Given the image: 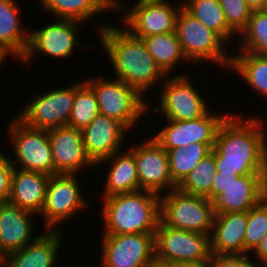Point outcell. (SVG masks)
Segmentation results:
<instances>
[{"mask_svg":"<svg viewBox=\"0 0 267 267\" xmlns=\"http://www.w3.org/2000/svg\"><path fill=\"white\" fill-rule=\"evenodd\" d=\"M251 116L244 119L231 112L219 126L213 147L217 172L267 174L266 117Z\"/></svg>","mask_w":267,"mask_h":267,"instance_id":"cell-1","label":"cell"},{"mask_svg":"<svg viewBox=\"0 0 267 267\" xmlns=\"http://www.w3.org/2000/svg\"><path fill=\"white\" fill-rule=\"evenodd\" d=\"M96 28L100 45L113 66L114 78L134 88L144 98L152 87L161 86L168 75L149 54L141 38L111 23H99Z\"/></svg>","mask_w":267,"mask_h":267,"instance_id":"cell-2","label":"cell"},{"mask_svg":"<svg viewBox=\"0 0 267 267\" xmlns=\"http://www.w3.org/2000/svg\"><path fill=\"white\" fill-rule=\"evenodd\" d=\"M102 200V235L155 233L160 220V195L139 190Z\"/></svg>","mask_w":267,"mask_h":267,"instance_id":"cell-3","label":"cell"},{"mask_svg":"<svg viewBox=\"0 0 267 267\" xmlns=\"http://www.w3.org/2000/svg\"><path fill=\"white\" fill-rule=\"evenodd\" d=\"M84 81L96 95L100 114L121 122L128 130H135L152 108L147 98L119 79L94 76Z\"/></svg>","mask_w":267,"mask_h":267,"instance_id":"cell-4","label":"cell"},{"mask_svg":"<svg viewBox=\"0 0 267 267\" xmlns=\"http://www.w3.org/2000/svg\"><path fill=\"white\" fill-rule=\"evenodd\" d=\"M175 33L189 63L206 61L229 70L232 52H228V44L183 7L176 19Z\"/></svg>","mask_w":267,"mask_h":267,"instance_id":"cell-5","label":"cell"},{"mask_svg":"<svg viewBox=\"0 0 267 267\" xmlns=\"http://www.w3.org/2000/svg\"><path fill=\"white\" fill-rule=\"evenodd\" d=\"M215 212L213 202L178 188L160 195V221L169 227L210 235Z\"/></svg>","mask_w":267,"mask_h":267,"instance_id":"cell-6","label":"cell"},{"mask_svg":"<svg viewBox=\"0 0 267 267\" xmlns=\"http://www.w3.org/2000/svg\"><path fill=\"white\" fill-rule=\"evenodd\" d=\"M179 75H169L159 88L158 104L154 106V114H162L165 120L188 121L199 119L210 109L204 95L191 81L192 77L187 72ZM190 78V79H189ZM197 88V89H196ZM161 112V113H160Z\"/></svg>","mask_w":267,"mask_h":267,"instance_id":"cell-7","label":"cell"},{"mask_svg":"<svg viewBox=\"0 0 267 267\" xmlns=\"http://www.w3.org/2000/svg\"><path fill=\"white\" fill-rule=\"evenodd\" d=\"M78 175L80 174L50 176L44 205L39 214L45 217H43L44 230L63 231L61 226H65L64 222L72 220L73 216L89 208V201L82 193Z\"/></svg>","mask_w":267,"mask_h":267,"instance_id":"cell-8","label":"cell"},{"mask_svg":"<svg viewBox=\"0 0 267 267\" xmlns=\"http://www.w3.org/2000/svg\"><path fill=\"white\" fill-rule=\"evenodd\" d=\"M128 8V2L117 0L115 11L123 13V28L138 38L175 31L176 19L183 7L181 0L177 5L171 1L135 0ZM174 4V5H173ZM127 9V10H126ZM123 11V12H122ZM127 11V12H126ZM125 23V24H124Z\"/></svg>","mask_w":267,"mask_h":267,"instance_id":"cell-9","label":"cell"},{"mask_svg":"<svg viewBox=\"0 0 267 267\" xmlns=\"http://www.w3.org/2000/svg\"><path fill=\"white\" fill-rule=\"evenodd\" d=\"M14 158H9L14 168L54 175L53 154L48 131L26 126L17 117L7 129ZM11 140V141H10Z\"/></svg>","mask_w":267,"mask_h":267,"instance_id":"cell-10","label":"cell"},{"mask_svg":"<svg viewBox=\"0 0 267 267\" xmlns=\"http://www.w3.org/2000/svg\"><path fill=\"white\" fill-rule=\"evenodd\" d=\"M75 99V83L67 87L49 89L31 97L16 114L26 126L51 130L67 126Z\"/></svg>","mask_w":267,"mask_h":267,"instance_id":"cell-11","label":"cell"},{"mask_svg":"<svg viewBox=\"0 0 267 267\" xmlns=\"http://www.w3.org/2000/svg\"><path fill=\"white\" fill-rule=\"evenodd\" d=\"M82 24L76 20L54 19L40 29H30L28 47L20 59L21 63H31L37 53L48 55L53 60L71 58L73 52H78L75 47H82L77 38L81 34Z\"/></svg>","mask_w":267,"mask_h":267,"instance_id":"cell-12","label":"cell"},{"mask_svg":"<svg viewBox=\"0 0 267 267\" xmlns=\"http://www.w3.org/2000/svg\"><path fill=\"white\" fill-rule=\"evenodd\" d=\"M210 235L175 229L160 220L155 231V257L175 264L210 259Z\"/></svg>","mask_w":267,"mask_h":267,"instance_id":"cell-13","label":"cell"},{"mask_svg":"<svg viewBox=\"0 0 267 267\" xmlns=\"http://www.w3.org/2000/svg\"><path fill=\"white\" fill-rule=\"evenodd\" d=\"M100 267H147L155 258V233L103 235Z\"/></svg>","mask_w":267,"mask_h":267,"instance_id":"cell-14","label":"cell"},{"mask_svg":"<svg viewBox=\"0 0 267 267\" xmlns=\"http://www.w3.org/2000/svg\"><path fill=\"white\" fill-rule=\"evenodd\" d=\"M211 110L213 109L195 120H166L164 126L152 137L166 151L177 147H186L193 143L214 145L219 126L230 114L228 112L216 114L215 112L212 113Z\"/></svg>","mask_w":267,"mask_h":267,"instance_id":"cell-15","label":"cell"},{"mask_svg":"<svg viewBox=\"0 0 267 267\" xmlns=\"http://www.w3.org/2000/svg\"><path fill=\"white\" fill-rule=\"evenodd\" d=\"M130 146L127 144L135 156L140 190L162 195L177 188L170 176L168 153L152 136Z\"/></svg>","mask_w":267,"mask_h":267,"instance_id":"cell-16","label":"cell"},{"mask_svg":"<svg viewBox=\"0 0 267 267\" xmlns=\"http://www.w3.org/2000/svg\"><path fill=\"white\" fill-rule=\"evenodd\" d=\"M53 154L55 174H78L96 165L90 160L84 148L81 130L61 126L48 130Z\"/></svg>","mask_w":267,"mask_h":267,"instance_id":"cell-17","label":"cell"},{"mask_svg":"<svg viewBox=\"0 0 267 267\" xmlns=\"http://www.w3.org/2000/svg\"><path fill=\"white\" fill-rule=\"evenodd\" d=\"M81 132L86 154L95 165L125 149L126 136L130 133L121 122L102 114H98Z\"/></svg>","mask_w":267,"mask_h":267,"instance_id":"cell-18","label":"cell"},{"mask_svg":"<svg viewBox=\"0 0 267 267\" xmlns=\"http://www.w3.org/2000/svg\"><path fill=\"white\" fill-rule=\"evenodd\" d=\"M267 196V174L234 177L214 201L215 214L249 211Z\"/></svg>","mask_w":267,"mask_h":267,"instance_id":"cell-19","label":"cell"},{"mask_svg":"<svg viewBox=\"0 0 267 267\" xmlns=\"http://www.w3.org/2000/svg\"><path fill=\"white\" fill-rule=\"evenodd\" d=\"M34 216L9 202L0 204V256L22 249L39 236H34Z\"/></svg>","mask_w":267,"mask_h":267,"instance_id":"cell-20","label":"cell"},{"mask_svg":"<svg viewBox=\"0 0 267 267\" xmlns=\"http://www.w3.org/2000/svg\"><path fill=\"white\" fill-rule=\"evenodd\" d=\"M64 232L43 230L42 234L22 249L4 256L6 267H58L56 265L59 263Z\"/></svg>","mask_w":267,"mask_h":267,"instance_id":"cell-21","label":"cell"},{"mask_svg":"<svg viewBox=\"0 0 267 267\" xmlns=\"http://www.w3.org/2000/svg\"><path fill=\"white\" fill-rule=\"evenodd\" d=\"M49 175L14 168L8 202L39 217L44 205Z\"/></svg>","mask_w":267,"mask_h":267,"instance_id":"cell-22","label":"cell"},{"mask_svg":"<svg viewBox=\"0 0 267 267\" xmlns=\"http://www.w3.org/2000/svg\"><path fill=\"white\" fill-rule=\"evenodd\" d=\"M247 211L215 214L210 234L211 254H244Z\"/></svg>","mask_w":267,"mask_h":267,"instance_id":"cell-23","label":"cell"},{"mask_svg":"<svg viewBox=\"0 0 267 267\" xmlns=\"http://www.w3.org/2000/svg\"><path fill=\"white\" fill-rule=\"evenodd\" d=\"M105 164L111 166L107 167L109 170L104 182V190L102 195L100 194L102 196L101 199L115 194L140 190L135 156L129 148L125 149V152L120 150L112 156L101 160L96 164V167Z\"/></svg>","mask_w":267,"mask_h":267,"instance_id":"cell-24","label":"cell"},{"mask_svg":"<svg viewBox=\"0 0 267 267\" xmlns=\"http://www.w3.org/2000/svg\"><path fill=\"white\" fill-rule=\"evenodd\" d=\"M19 8L16 0H0V47L18 62L25 54L29 41V29L24 28L21 22Z\"/></svg>","mask_w":267,"mask_h":267,"instance_id":"cell-25","label":"cell"},{"mask_svg":"<svg viewBox=\"0 0 267 267\" xmlns=\"http://www.w3.org/2000/svg\"><path fill=\"white\" fill-rule=\"evenodd\" d=\"M38 3L42 12L50 13L55 19L76 20L84 24L97 14L115 12L112 0H39Z\"/></svg>","mask_w":267,"mask_h":267,"instance_id":"cell-26","label":"cell"},{"mask_svg":"<svg viewBox=\"0 0 267 267\" xmlns=\"http://www.w3.org/2000/svg\"><path fill=\"white\" fill-rule=\"evenodd\" d=\"M230 70L258 96L267 99V55L238 51L231 56Z\"/></svg>","mask_w":267,"mask_h":267,"instance_id":"cell-27","label":"cell"},{"mask_svg":"<svg viewBox=\"0 0 267 267\" xmlns=\"http://www.w3.org/2000/svg\"><path fill=\"white\" fill-rule=\"evenodd\" d=\"M149 54L159 67L169 76L178 63L188 64L175 31L143 37Z\"/></svg>","mask_w":267,"mask_h":267,"instance_id":"cell-28","label":"cell"},{"mask_svg":"<svg viewBox=\"0 0 267 267\" xmlns=\"http://www.w3.org/2000/svg\"><path fill=\"white\" fill-rule=\"evenodd\" d=\"M181 3L188 13L216 32L227 44L237 36L229 27L219 0H182Z\"/></svg>","mask_w":267,"mask_h":267,"instance_id":"cell-29","label":"cell"},{"mask_svg":"<svg viewBox=\"0 0 267 267\" xmlns=\"http://www.w3.org/2000/svg\"><path fill=\"white\" fill-rule=\"evenodd\" d=\"M214 145L189 144L168 150L169 172L172 181L178 186L193 171L198 163L211 153Z\"/></svg>","mask_w":267,"mask_h":267,"instance_id":"cell-30","label":"cell"},{"mask_svg":"<svg viewBox=\"0 0 267 267\" xmlns=\"http://www.w3.org/2000/svg\"><path fill=\"white\" fill-rule=\"evenodd\" d=\"M75 82L74 106L67 126L82 130L100 114V111L93 89L84 79Z\"/></svg>","mask_w":267,"mask_h":267,"instance_id":"cell-31","label":"cell"},{"mask_svg":"<svg viewBox=\"0 0 267 267\" xmlns=\"http://www.w3.org/2000/svg\"><path fill=\"white\" fill-rule=\"evenodd\" d=\"M217 174L214 149L204 157L177 186L184 193L203 196L211 201V186Z\"/></svg>","mask_w":267,"mask_h":267,"instance_id":"cell-32","label":"cell"},{"mask_svg":"<svg viewBox=\"0 0 267 267\" xmlns=\"http://www.w3.org/2000/svg\"><path fill=\"white\" fill-rule=\"evenodd\" d=\"M238 36L241 39L236 51L267 55V14L261 10L252 11L246 28Z\"/></svg>","mask_w":267,"mask_h":267,"instance_id":"cell-33","label":"cell"},{"mask_svg":"<svg viewBox=\"0 0 267 267\" xmlns=\"http://www.w3.org/2000/svg\"><path fill=\"white\" fill-rule=\"evenodd\" d=\"M267 232V196L247 211L244 254H250Z\"/></svg>","mask_w":267,"mask_h":267,"instance_id":"cell-34","label":"cell"},{"mask_svg":"<svg viewBox=\"0 0 267 267\" xmlns=\"http://www.w3.org/2000/svg\"><path fill=\"white\" fill-rule=\"evenodd\" d=\"M229 27L238 35L246 28L252 10L245 0H219Z\"/></svg>","mask_w":267,"mask_h":267,"instance_id":"cell-35","label":"cell"},{"mask_svg":"<svg viewBox=\"0 0 267 267\" xmlns=\"http://www.w3.org/2000/svg\"><path fill=\"white\" fill-rule=\"evenodd\" d=\"M250 254H211L210 267H258Z\"/></svg>","mask_w":267,"mask_h":267,"instance_id":"cell-36","label":"cell"},{"mask_svg":"<svg viewBox=\"0 0 267 267\" xmlns=\"http://www.w3.org/2000/svg\"><path fill=\"white\" fill-rule=\"evenodd\" d=\"M10 156L0 150V204L8 203L10 196L11 175L13 172V165L9 160Z\"/></svg>","mask_w":267,"mask_h":267,"instance_id":"cell-37","label":"cell"},{"mask_svg":"<svg viewBox=\"0 0 267 267\" xmlns=\"http://www.w3.org/2000/svg\"><path fill=\"white\" fill-rule=\"evenodd\" d=\"M235 174H221V172H217L214 181L211 186V202H213L221 193H223V189L227 187L232 181H234Z\"/></svg>","mask_w":267,"mask_h":267,"instance_id":"cell-38","label":"cell"},{"mask_svg":"<svg viewBox=\"0 0 267 267\" xmlns=\"http://www.w3.org/2000/svg\"><path fill=\"white\" fill-rule=\"evenodd\" d=\"M250 254V256L253 257V261L258 267L267 266V232L264 234L259 244Z\"/></svg>","mask_w":267,"mask_h":267,"instance_id":"cell-39","label":"cell"},{"mask_svg":"<svg viewBox=\"0 0 267 267\" xmlns=\"http://www.w3.org/2000/svg\"><path fill=\"white\" fill-rule=\"evenodd\" d=\"M147 267H178V264L173 262L163 261L158 258H154Z\"/></svg>","mask_w":267,"mask_h":267,"instance_id":"cell-40","label":"cell"},{"mask_svg":"<svg viewBox=\"0 0 267 267\" xmlns=\"http://www.w3.org/2000/svg\"><path fill=\"white\" fill-rule=\"evenodd\" d=\"M245 2L252 11H260L264 6L265 0H245Z\"/></svg>","mask_w":267,"mask_h":267,"instance_id":"cell-41","label":"cell"},{"mask_svg":"<svg viewBox=\"0 0 267 267\" xmlns=\"http://www.w3.org/2000/svg\"><path fill=\"white\" fill-rule=\"evenodd\" d=\"M178 267H210L209 260L196 263H182Z\"/></svg>","mask_w":267,"mask_h":267,"instance_id":"cell-42","label":"cell"},{"mask_svg":"<svg viewBox=\"0 0 267 267\" xmlns=\"http://www.w3.org/2000/svg\"><path fill=\"white\" fill-rule=\"evenodd\" d=\"M7 57H12L9 53H7L3 48L0 47V65L2 62H5Z\"/></svg>","mask_w":267,"mask_h":267,"instance_id":"cell-43","label":"cell"},{"mask_svg":"<svg viewBox=\"0 0 267 267\" xmlns=\"http://www.w3.org/2000/svg\"><path fill=\"white\" fill-rule=\"evenodd\" d=\"M0 267H6L4 256H0Z\"/></svg>","mask_w":267,"mask_h":267,"instance_id":"cell-44","label":"cell"},{"mask_svg":"<svg viewBox=\"0 0 267 267\" xmlns=\"http://www.w3.org/2000/svg\"><path fill=\"white\" fill-rule=\"evenodd\" d=\"M261 11H262L263 13L267 14V0H265V2H264V6H263V8L261 9Z\"/></svg>","mask_w":267,"mask_h":267,"instance_id":"cell-45","label":"cell"},{"mask_svg":"<svg viewBox=\"0 0 267 267\" xmlns=\"http://www.w3.org/2000/svg\"><path fill=\"white\" fill-rule=\"evenodd\" d=\"M152 1H171V0H152Z\"/></svg>","mask_w":267,"mask_h":267,"instance_id":"cell-46","label":"cell"}]
</instances>
